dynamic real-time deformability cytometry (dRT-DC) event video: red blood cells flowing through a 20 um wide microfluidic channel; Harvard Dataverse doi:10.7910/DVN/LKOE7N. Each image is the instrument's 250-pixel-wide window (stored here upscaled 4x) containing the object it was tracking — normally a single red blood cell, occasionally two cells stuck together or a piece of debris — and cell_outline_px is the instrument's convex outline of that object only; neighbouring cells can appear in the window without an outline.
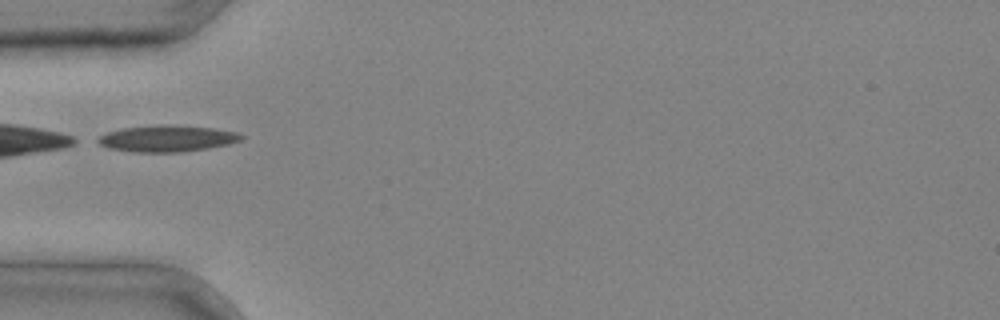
{"species": "common noctule bat (a hibernating species)", "species_latin": "Nyctalus noctula", "temperature_condition": "cold", "stored_images_in_passage": 3, "camera_frame_rate_fps": 3000, "um_per_image_px": 0.085, "animal": {"sex": "male", "body_mass_g": 20.4}, "frame": {"image": 1, "passage_image": 3, "time_ms": 0.667, "image_size_px": [1000, 320], "cell_outline_px": [[244, 140], [228, 144], [208, 148], [184, 152], [132, 152], [108, 148], [92, 140], [108, 132], [124, 128], [160, 124], [168, 124], [212, 128], [236, 132], [244, 136]], "centroid_in_image_um": [14.19, 11.78], "position_along_channel_um": 70.8, "area_um2": 22.25}}